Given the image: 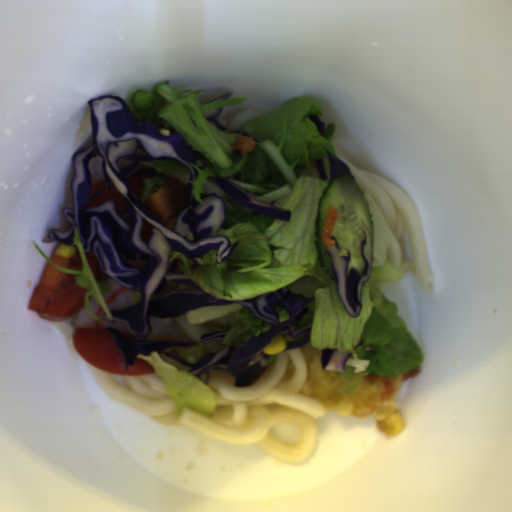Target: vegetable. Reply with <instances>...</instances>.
Listing matches in <instances>:
<instances>
[{"instance_id":"obj_1","label":"vegetable","mask_w":512,"mask_h":512,"mask_svg":"<svg viewBox=\"0 0 512 512\" xmlns=\"http://www.w3.org/2000/svg\"><path fill=\"white\" fill-rule=\"evenodd\" d=\"M205 90L180 89L159 82L152 89L136 91L128 106L142 121L164 118L193 147L212 163V168L191 166L197 171L192 196L204 204L202 194L215 193L224 203V221L219 233L230 244L240 239L233 254L217 262V249L194 262L183 253L170 251V273H185L203 291L227 302L245 301L280 288L315 300L301 320L289 323L301 331L311 325L309 343L322 349L351 353L345 371L338 376L337 392L356 391L369 374L396 376L423 364L422 350L398 306L388 301L381 284H397L404 277L398 267L383 264L370 267L362 283L358 316L344 308L336 281L326 275L318 260L315 241L317 206L332 180L328 152L338 158L332 144L335 124L324 127V136L309 115L322 116L321 105L313 98L296 97L277 110L248 122L245 130L262 141L242 156L232 146L239 135L214 127L204 112L230 108L247 97L199 104ZM322 158L328 181L320 180L315 161ZM226 178L261 202L292 211L290 222L260 215L237 205L213 181Z\"/></svg>"},{"instance_id":"obj_2","label":"vegetable","mask_w":512,"mask_h":512,"mask_svg":"<svg viewBox=\"0 0 512 512\" xmlns=\"http://www.w3.org/2000/svg\"><path fill=\"white\" fill-rule=\"evenodd\" d=\"M136 358L148 361L162 378L168 396L174 401L176 418L179 420L183 409L205 417H211L218 404L215 392L202 379L190 372L179 371L172 364L164 362L157 351L150 355L139 353Z\"/></svg>"},{"instance_id":"obj_3","label":"vegetable","mask_w":512,"mask_h":512,"mask_svg":"<svg viewBox=\"0 0 512 512\" xmlns=\"http://www.w3.org/2000/svg\"><path fill=\"white\" fill-rule=\"evenodd\" d=\"M224 317L226 326H217L215 331L228 332L221 340L224 345H236L251 337L270 331L272 324L259 319L249 308L239 303L205 305L186 312L189 325H200Z\"/></svg>"},{"instance_id":"obj_4","label":"vegetable","mask_w":512,"mask_h":512,"mask_svg":"<svg viewBox=\"0 0 512 512\" xmlns=\"http://www.w3.org/2000/svg\"><path fill=\"white\" fill-rule=\"evenodd\" d=\"M32 243H33L35 249L44 258V260L47 263H49L50 265H52L54 268H56L58 271H61V272H64V273H68V274H71V275H77L75 277V281H76L77 286L87 290V291H85V294H84V305H85L88 313L96 321H98L99 323L103 322L98 316H96L95 314L92 313L91 307H90L89 297H94L98 301L99 305L101 306V308L103 309L104 313L106 314L108 320H113L114 316L110 312V310H109V308L107 306V303H106V299H105L106 294L111 292V289L107 285H105L103 283H99L98 281L95 280V278L93 276V273H92V271L90 269V266H89L86 254L84 252V249H83V246H82V242H81V239H80L79 229H78L77 226L74 227V236L72 238V243H71L70 246H73V247L76 246L78 251H79L80 258H81V263H82L81 270H68V269H64V268H61V267L55 265L43 253V251L40 249V247L34 241Z\"/></svg>"},{"instance_id":"obj_5","label":"vegetable","mask_w":512,"mask_h":512,"mask_svg":"<svg viewBox=\"0 0 512 512\" xmlns=\"http://www.w3.org/2000/svg\"><path fill=\"white\" fill-rule=\"evenodd\" d=\"M142 165L157 170L160 174L168 177L177 178L185 186L188 184L190 171L188 167L178 162L166 160H153L152 162H141Z\"/></svg>"},{"instance_id":"obj_6","label":"vegetable","mask_w":512,"mask_h":512,"mask_svg":"<svg viewBox=\"0 0 512 512\" xmlns=\"http://www.w3.org/2000/svg\"><path fill=\"white\" fill-rule=\"evenodd\" d=\"M166 179L160 176H154L153 178H143L142 192H141V201L145 204L147 197L151 191V189L155 185H163L166 183Z\"/></svg>"},{"instance_id":"obj_7","label":"vegetable","mask_w":512,"mask_h":512,"mask_svg":"<svg viewBox=\"0 0 512 512\" xmlns=\"http://www.w3.org/2000/svg\"><path fill=\"white\" fill-rule=\"evenodd\" d=\"M272 310H276L280 323H284L290 319L289 312L278 304L272 303L269 305Z\"/></svg>"},{"instance_id":"obj_8","label":"vegetable","mask_w":512,"mask_h":512,"mask_svg":"<svg viewBox=\"0 0 512 512\" xmlns=\"http://www.w3.org/2000/svg\"><path fill=\"white\" fill-rule=\"evenodd\" d=\"M285 341H286V344L287 343H291V342H295V341H299V340H302V338L300 337H297V338H291L290 335H286V336H283Z\"/></svg>"},{"instance_id":"obj_9","label":"vegetable","mask_w":512,"mask_h":512,"mask_svg":"<svg viewBox=\"0 0 512 512\" xmlns=\"http://www.w3.org/2000/svg\"><path fill=\"white\" fill-rule=\"evenodd\" d=\"M276 358H277V354H270L267 366L272 365L275 362Z\"/></svg>"}]
</instances>
